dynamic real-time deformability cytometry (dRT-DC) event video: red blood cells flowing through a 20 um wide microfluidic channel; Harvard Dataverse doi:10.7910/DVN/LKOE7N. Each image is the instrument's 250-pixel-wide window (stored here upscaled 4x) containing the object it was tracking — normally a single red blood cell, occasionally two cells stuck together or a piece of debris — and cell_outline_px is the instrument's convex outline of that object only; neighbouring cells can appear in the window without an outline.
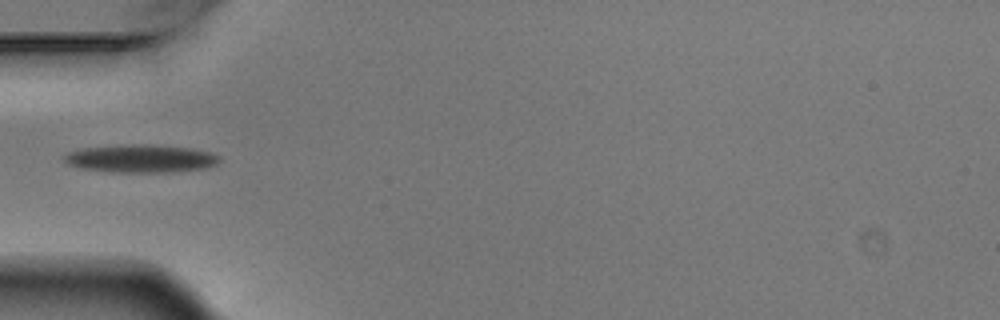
{"species": "Egyptian fruit bat (a non-hibernating species)", "species_latin": "Rousettus aegyptiacus", "temperature_condition": "warm", "stored_images_in_passage": 6, "camera_frame_rate_fps": 3000, "um_per_image_px": 0.085, "animal": {"sex": "male"}, "frame": {"image": 1, "passage_image": 6, "time_ms": 1.667, "image_size_px": [1000, 320], "cell_outline_px": [[220, 160], [216, 164], [208, 168], [168, 172], [120, 172], [84, 168], [68, 164], [64, 160], [64, 156], [68, 152], [84, 148], [120, 144], [148, 144], [192, 148], [212, 152], [220, 156]], "centroid_in_image_um": [12.03, 13.46], "position_along_channel_um": 73.0, "area_um2": 25.26}}